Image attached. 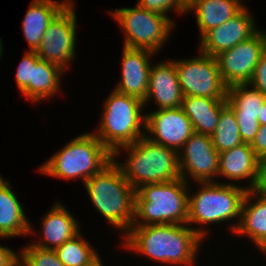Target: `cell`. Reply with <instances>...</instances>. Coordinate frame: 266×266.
I'll use <instances>...</instances> for the list:
<instances>
[{
  "label": "cell",
  "mask_w": 266,
  "mask_h": 266,
  "mask_svg": "<svg viewBox=\"0 0 266 266\" xmlns=\"http://www.w3.org/2000/svg\"><path fill=\"white\" fill-rule=\"evenodd\" d=\"M70 213L62 204L56 203L43 218L42 241L31 244L41 249L55 250L75 237L80 233V227Z\"/></svg>",
  "instance_id": "ac0fdd59"
},
{
  "label": "cell",
  "mask_w": 266,
  "mask_h": 266,
  "mask_svg": "<svg viewBox=\"0 0 266 266\" xmlns=\"http://www.w3.org/2000/svg\"><path fill=\"white\" fill-rule=\"evenodd\" d=\"M181 150L178 155L181 178L187 182L190 175L198 183L214 182L218 176L219 152L213 146L211 136L194 132Z\"/></svg>",
  "instance_id": "7c38bea8"
},
{
  "label": "cell",
  "mask_w": 266,
  "mask_h": 266,
  "mask_svg": "<svg viewBox=\"0 0 266 266\" xmlns=\"http://www.w3.org/2000/svg\"><path fill=\"white\" fill-rule=\"evenodd\" d=\"M187 186L183 178L141 185L135 190L132 226L187 224L190 192Z\"/></svg>",
  "instance_id": "7a4b0ae2"
},
{
  "label": "cell",
  "mask_w": 266,
  "mask_h": 266,
  "mask_svg": "<svg viewBox=\"0 0 266 266\" xmlns=\"http://www.w3.org/2000/svg\"><path fill=\"white\" fill-rule=\"evenodd\" d=\"M174 63L184 96L227 98L228 87L222 80L215 57L201 52L193 59L175 60Z\"/></svg>",
  "instance_id": "9c48e42d"
},
{
  "label": "cell",
  "mask_w": 266,
  "mask_h": 266,
  "mask_svg": "<svg viewBox=\"0 0 266 266\" xmlns=\"http://www.w3.org/2000/svg\"><path fill=\"white\" fill-rule=\"evenodd\" d=\"M112 160L113 154L94 133H83L42 164L39 171L66 180L81 178L85 182Z\"/></svg>",
  "instance_id": "5b68a950"
},
{
  "label": "cell",
  "mask_w": 266,
  "mask_h": 266,
  "mask_svg": "<svg viewBox=\"0 0 266 266\" xmlns=\"http://www.w3.org/2000/svg\"><path fill=\"white\" fill-rule=\"evenodd\" d=\"M137 5L150 12L168 17L170 10H177L178 13L188 11V0H139Z\"/></svg>",
  "instance_id": "f1b7e54d"
},
{
  "label": "cell",
  "mask_w": 266,
  "mask_h": 266,
  "mask_svg": "<svg viewBox=\"0 0 266 266\" xmlns=\"http://www.w3.org/2000/svg\"><path fill=\"white\" fill-rule=\"evenodd\" d=\"M185 224H158L132 226L124 235L127 250L149 256L170 265H195L199 245L206 230L184 226Z\"/></svg>",
  "instance_id": "6da1fadb"
},
{
  "label": "cell",
  "mask_w": 266,
  "mask_h": 266,
  "mask_svg": "<svg viewBox=\"0 0 266 266\" xmlns=\"http://www.w3.org/2000/svg\"><path fill=\"white\" fill-rule=\"evenodd\" d=\"M249 85L258 89L266 98V51L261 55L259 62L255 66Z\"/></svg>",
  "instance_id": "4dcf8cb0"
},
{
  "label": "cell",
  "mask_w": 266,
  "mask_h": 266,
  "mask_svg": "<svg viewBox=\"0 0 266 266\" xmlns=\"http://www.w3.org/2000/svg\"><path fill=\"white\" fill-rule=\"evenodd\" d=\"M102 259L101 258H99L97 261H95L91 266H103L102 264V261H101Z\"/></svg>",
  "instance_id": "8d00e7d4"
},
{
  "label": "cell",
  "mask_w": 266,
  "mask_h": 266,
  "mask_svg": "<svg viewBox=\"0 0 266 266\" xmlns=\"http://www.w3.org/2000/svg\"><path fill=\"white\" fill-rule=\"evenodd\" d=\"M24 266H64L55 250L41 249L31 243L21 251Z\"/></svg>",
  "instance_id": "83f0119b"
},
{
  "label": "cell",
  "mask_w": 266,
  "mask_h": 266,
  "mask_svg": "<svg viewBox=\"0 0 266 266\" xmlns=\"http://www.w3.org/2000/svg\"><path fill=\"white\" fill-rule=\"evenodd\" d=\"M265 100L264 95L249 83L236 84L227 89L226 104L235 114L244 143L250 144L259 130L258 116Z\"/></svg>",
  "instance_id": "5bb4252c"
},
{
  "label": "cell",
  "mask_w": 266,
  "mask_h": 266,
  "mask_svg": "<svg viewBox=\"0 0 266 266\" xmlns=\"http://www.w3.org/2000/svg\"><path fill=\"white\" fill-rule=\"evenodd\" d=\"M9 182L0 176V238L29 235L33 227L26 218L24 209L11 190Z\"/></svg>",
  "instance_id": "44dd1931"
},
{
  "label": "cell",
  "mask_w": 266,
  "mask_h": 266,
  "mask_svg": "<svg viewBox=\"0 0 266 266\" xmlns=\"http://www.w3.org/2000/svg\"><path fill=\"white\" fill-rule=\"evenodd\" d=\"M113 160L84 182L94 207L113 227L130 231L134 219L135 189L125 179L118 161Z\"/></svg>",
  "instance_id": "3957f363"
},
{
  "label": "cell",
  "mask_w": 266,
  "mask_h": 266,
  "mask_svg": "<svg viewBox=\"0 0 266 266\" xmlns=\"http://www.w3.org/2000/svg\"><path fill=\"white\" fill-rule=\"evenodd\" d=\"M145 115V133H149L145 135L153 142L174 149L178 153L194 133L191 121L181 107L157 109Z\"/></svg>",
  "instance_id": "4fadbf2b"
},
{
  "label": "cell",
  "mask_w": 266,
  "mask_h": 266,
  "mask_svg": "<svg viewBox=\"0 0 266 266\" xmlns=\"http://www.w3.org/2000/svg\"><path fill=\"white\" fill-rule=\"evenodd\" d=\"M2 41H1V38H0V59H1V56H2V50L4 49L3 46H2Z\"/></svg>",
  "instance_id": "74e56055"
},
{
  "label": "cell",
  "mask_w": 266,
  "mask_h": 266,
  "mask_svg": "<svg viewBox=\"0 0 266 266\" xmlns=\"http://www.w3.org/2000/svg\"><path fill=\"white\" fill-rule=\"evenodd\" d=\"M55 0H33L22 21V32L30 46L36 51L50 22L69 3Z\"/></svg>",
  "instance_id": "ffe728a7"
},
{
  "label": "cell",
  "mask_w": 266,
  "mask_h": 266,
  "mask_svg": "<svg viewBox=\"0 0 266 266\" xmlns=\"http://www.w3.org/2000/svg\"><path fill=\"white\" fill-rule=\"evenodd\" d=\"M266 51V32L260 29L249 39L215 56L227 87L249 83L255 66Z\"/></svg>",
  "instance_id": "8fae6325"
},
{
  "label": "cell",
  "mask_w": 266,
  "mask_h": 266,
  "mask_svg": "<svg viewBox=\"0 0 266 266\" xmlns=\"http://www.w3.org/2000/svg\"><path fill=\"white\" fill-rule=\"evenodd\" d=\"M245 6L237 15L209 31L200 38L199 51L215 57L253 36L258 29Z\"/></svg>",
  "instance_id": "9a60e30c"
},
{
  "label": "cell",
  "mask_w": 266,
  "mask_h": 266,
  "mask_svg": "<svg viewBox=\"0 0 266 266\" xmlns=\"http://www.w3.org/2000/svg\"><path fill=\"white\" fill-rule=\"evenodd\" d=\"M65 70L43 59L36 61L33 67L32 83L22 92L28 100L38 102L59 93L60 76Z\"/></svg>",
  "instance_id": "d4e9b609"
},
{
  "label": "cell",
  "mask_w": 266,
  "mask_h": 266,
  "mask_svg": "<svg viewBox=\"0 0 266 266\" xmlns=\"http://www.w3.org/2000/svg\"><path fill=\"white\" fill-rule=\"evenodd\" d=\"M10 266H24L23 260L19 257L12 265Z\"/></svg>",
  "instance_id": "d590c367"
},
{
  "label": "cell",
  "mask_w": 266,
  "mask_h": 266,
  "mask_svg": "<svg viewBox=\"0 0 266 266\" xmlns=\"http://www.w3.org/2000/svg\"><path fill=\"white\" fill-rule=\"evenodd\" d=\"M125 31L124 47L146 49L156 54L169 39L175 26L171 18L150 12L136 5L109 12Z\"/></svg>",
  "instance_id": "ba28073f"
},
{
  "label": "cell",
  "mask_w": 266,
  "mask_h": 266,
  "mask_svg": "<svg viewBox=\"0 0 266 266\" xmlns=\"http://www.w3.org/2000/svg\"><path fill=\"white\" fill-rule=\"evenodd\" d=\"M226 105V99L184 96L181 108L191 121L195 133L211 136Z\"/></svg>",
  "instance_id": "603a6c76"
},
{
  "label": "cell",
  "mask_w": 266,
  "mask_h": 266,
  "mask_svg": "<svg viewBox=\"0 0 266 266\" xmlns=\"http://www.w3.org/2000/svg\"><path fill=\"white\" fill-rule=\"evenodd\" d=\"M39 59L35 51H27L16 70V85L21 93L32 83L33 67Z\"/></svg>",
  "instance_id": "f546056e"
},
{
  "label": "cell",
  "mask_w": 266,
  "mask_h": 266,
  "mask_svg": "<svg viewBox=\"0 0 266 266\" xmlns=\"http://www.w3.org/2000/svg\"><path fill=\"white\" fill-rule=\"evenodd\" d=\"M255 155L259 158H266V126L261 125L254 139L250 143Z\"/></svg>",
  "instance_id": "d6a6232c"
},
{
  "label": "cell",
  "mask_w": 266,
  "mask_h": 266,
  "mask_svg": "<svg viewBox=\"0 0 266 266\" xmlns=\"http://www.w3.org/2000/svg\"><path fill=\"white\" fill-rule=\"evenodd\" d=\"M258 121H259L260 126L261 125L266 126V100L262 105L260 115L258 116Z\"/></svg>",
  "instance_id": "e575fe53"
},
{
  "label": "cell",
  "mask_w": 266,
  "mask_h": 266,
  "mask_svg": "<svg viewBox=\"0 0 266 266\" xmlns=\"http://www.w3.org/2000/svg\"><path fill=\"white\" fill-rule=\"evenodd\" d=\"M211 140L213 146L219 153L228 151L244 143L239 133L235 114L228 105L221 110L219 122L211 135Z\"/></svg>",
  "instance_id": "4316f807"
},
{
  "label": "cell",
  "mask_w": 266,
  "mask_h": 266,
  "mask_svg": "<svg viewBox=\"0 0 266 266\" xmlns=\"http://www.w3.org/2000/svg\"><path fill=\"white\" fill-rule=\"evenodd\" d=\"M183 97L174 61H161L152 65L144 106L152 98L158 109L179 108Z\"/></svg>",
  "instance_id": "e0dca14e"
},
{
  "label": "cell",
  "mask_w": 266,
  "mask_h": 266,
  "mask_svg": "<svg viewBox=\"0 0 266 266\" xmlns=\"http://www.w3.org/2000/svg\"><path fill=\"white\" fill-rule=\"evenodd\" d=\"M8 247L0 245V266L12 265L20 255Z\"/></svg>",
  "instance_id": "836d02e7"
},
{
  "label": "cell",
  "mask_w": 266,
  "mask_h": 266,
  "mask_svg": "<svg viewBox=\"0 0 266 266\" xmlns=\"http://www.w3.org/2000/svg\"><path fill=\"white\" fill-rule=\"evenodd\" d=\"M256 200L253 203L251 198ZM230 226L235 234L249 237L258 249H266V197L253 194L248 190L243 198L240 222Z\"/></svg>",
  "instance_id": "d6986e66"
},
{
  "label": "cell",
  "mask_w": 266,
  "mask_h": 266,
  "mask_svg": "<svg viewBox=\"0 0 266 266\" xmlns=\"http://www.w3.org/2000/svg\"><path fill=\"white\" fill-rule=\"evenodd\" d=\"M129 154L125 164L118 163L125 179L136 190L141 185L163 183L181 178L179 153L150 140L146 135L135 143L120 147Z\"/></svg>",
  "instance_id": "277c9868"
},
{
  "label": "cell",
  "mask_w": 266,
  "mask_h": 266,
  "mask_svg": "<svg viewBox=\"0 0 266 266\" xmlns=\"http://www.w3.org/2000/svg\"><path fill=\"white\" fill-rule=\"evenodd\" d=\"M55 251L64 266H91L100 258L81 233L57 247Z\"/></svg>",
  "instance_id": "484cf974"
},
{
  "label": "cell",
  "mask_w": 266,
  "mask_h": 266,
  "mask_svg": "<svg viewBox=\"0 0 266 266\" xmlns=\"http://www.w3.org/2000/svg\"><path fill=\"white\" fill-rule=\"evenodd\" d=\"M262 252H264V254H266V249H263V250H261Z\"/></svg>",
  "instance_id": "f35d334b"
},
{
  "label": "cell",
  "mask_w": 266,
  "mask_h": 266,
  "mask_svg": "<svg viewBox=\"0 0 266 266\" xmlns=\"http://www.w3.org/2000/svg\"><path fill=\"white\" fill-rule=\"evenodd\" d=\"M258 161L259 158L255 155L250 144L243 143L233 149L219 153L218 175L238 181L250 178L251 182L246 187L247 190H250L256 179Z\"/></svg>",
  "instance_id": "7402d4cb"
},
{
  "label": "cell",
  "mask_w": 266,
  "mask_h": 266,
  "mask_svg": "<svg viewBox=\"0 0 266 266\" xmlns=\"http://www.w3.org/2000/svg\"><path fill=\"white\" fill-rule=\"evenodd\" d=\"M244 7L242 0H188V13L195 11L200 37L233 18Z\"/></svg>",
  "instance_id": "cb8c5ba5"
},
{
  "label": "cell",
  "mask_w": 266,
  "mask_h": 266,
  "mask_svg": "<svg viewBox=\"0 0 266 266\" xmlns=\"http://www.w3.org/2000/svg\"><path fill=\"white\" fill-rule=\"evenodd\" d=\"M69 2L50 22L42 41L35 51L40 59L66 69L75 57L76 13L74 3Z\"/></svg>",
  "instance_id": "30bf717a"
},
{
  "label": "cell",
  "mask_w": 266,
  "mask_h": 266,
  "mask_svg": "<svg viewBox=\"0 0 266 266\" xmlns=\"http://www.w3.org/2000/svg\"><path fill=\"white\" fill-rule=\"evenodd\" d=\"M200 190L188 196L187 224H211L239 218L245 186L232 183L199 182Z\"/></svg>",
  "instance_id": "52a82bcc"
},
{
  "label": "cell",
  "mask_w": 266,
  "mask_h": 266,
  "mask_svg": "<svg viewBox=\"0 0 266 266\" xmlns=\"http://www.w3.org/2000/svg\"><path fill=\"white\" fill-rule=\"evenodd\" d=\"M250 191L257 196L266 197V158L258 161L256 179Z\"/></svg>",
  "instance_id": "1f68e13d"
},
{
  "label": "cell",
  "mask_w": 266,
  "mask_h": 266,
  "mask_svg": "<svg viewBox=\"0 0 266 266\" xmlns=\"http://www.w3.org/2000/svg\"><path fill=\"white\" fill-rule=\"evenodd\" d=\"M103 107L101 124L95 135L112 154L145 136V131H141L146 123L142 100L113 90Z\"/></svg>",
  "instance_id": "8992f818"
},
{
  "label": "cell",
  "mask_w": 266,
  "mask_h": 266,
  "mask_svg": "<svg viewBox=\"0 0 266 266\" xmlns=\"http://www.w3.org/2000/svg\"><path fill=\"white\" fill-rule=\"evenodd\" d=\"M122 53V79L114 90L139 98L144 102L150 78L149 58L155 53L146 49H133L124 46Z\"/></svg>",
  "instance_id": "2e32d148"
}]
</instances>
